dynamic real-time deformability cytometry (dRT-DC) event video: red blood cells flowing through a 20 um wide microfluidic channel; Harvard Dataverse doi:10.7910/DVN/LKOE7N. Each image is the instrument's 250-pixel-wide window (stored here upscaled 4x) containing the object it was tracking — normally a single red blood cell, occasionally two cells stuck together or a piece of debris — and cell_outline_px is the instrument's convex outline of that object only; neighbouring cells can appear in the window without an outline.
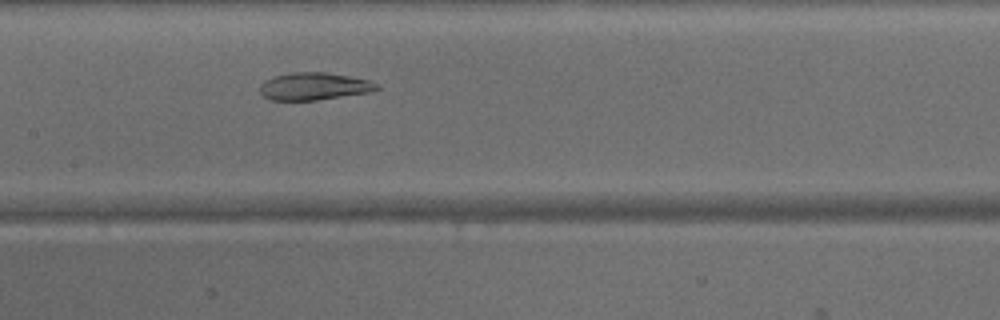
{"species": "common noctule bat (a hibernating species)", "species_latin": "Nyctalus noctula", "temperature_condition": "warm", "stored_images_in_passage": 32, "camera_frame_rate_fps": 3000, "um_per_image_px": 0.085, "animal": {"sex": "male", "body_mass_g": 15.6}, "frame": {"image": 1, "passage_image": 10, "time_ms": 3.0, "image_size_px": [1000, 320], "cell_outline_px": [[380, 88], [368, 92], [316, 100], [268, 100], [260, 92], [260, 84], [264, 80], [276, 76], [292, 72], [328, 72], [368, 80], [380, 84]], "centroid_in_image_um": [26.67, 7.33], "position_along_channel_um": 180.7, "area_um2": 18.61}}
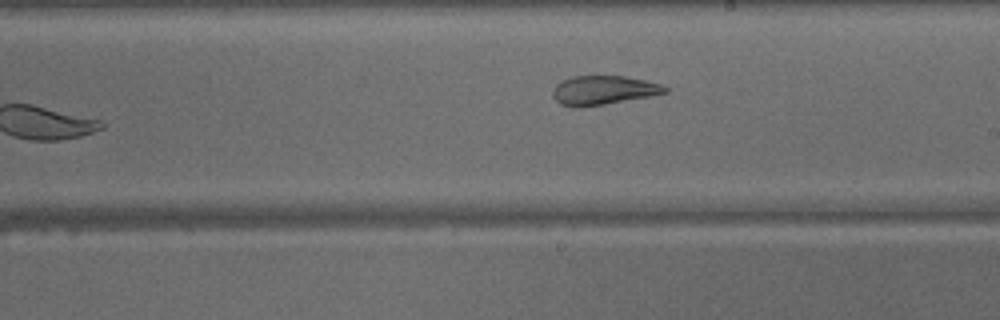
{"frame": {"image": 2, "passage_image": 14, "time_ms": 4.333, "image_size_px": [1000, 320], "cell_outline_px": [[668, 92], [648, 96], [604, 104], [560, 104], [552, 96], [552, 88], [556, 84], [572, 76], [624, 76], [644, 80], [660, 84], [668, 88]], "centroid_in_image_um": [51.3, 7.62], "position_along_channel_um": 237.7, "area_um2": 18.21}}